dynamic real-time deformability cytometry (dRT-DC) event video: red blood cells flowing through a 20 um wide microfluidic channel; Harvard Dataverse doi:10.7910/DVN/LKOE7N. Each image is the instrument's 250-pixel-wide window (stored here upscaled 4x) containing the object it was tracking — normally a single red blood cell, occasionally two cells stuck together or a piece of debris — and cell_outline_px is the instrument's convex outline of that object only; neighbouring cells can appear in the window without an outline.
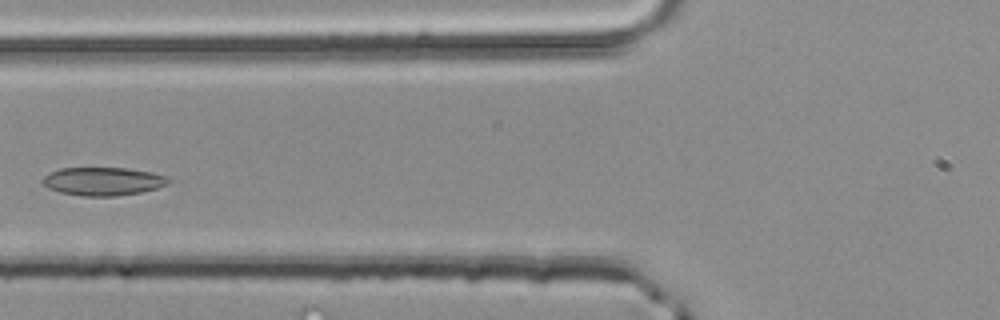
{"species": "common noctule bat (a hibernating species)", "species_latin": "Nyctalus noctula", "temperature_condition": "room temperature", "stored_images_in_passage": 4, "camera_frame_rate_fps": 3000, "um_per_image_px": 0.085, "animal": {"sex": "male", "body_mass_g": 20.4}, "frame": {"image": 1, "passage_image": 4, "time_ms": 1.0, "image_size_px": [1000, 320], "cell_outline_px": [[172, 180], [168, 184], [156, 188], [140, 192], [116, 196], [84, 196], [60, 192], [48, 188], [40, 180], [44, 176], [60, 168], [128, 168], [152, 172], [168, 176]], "centroid_in_image_um": [8.79, 15.41], "position_along_channel_um": 117.0, "area_um2": 20.75}}